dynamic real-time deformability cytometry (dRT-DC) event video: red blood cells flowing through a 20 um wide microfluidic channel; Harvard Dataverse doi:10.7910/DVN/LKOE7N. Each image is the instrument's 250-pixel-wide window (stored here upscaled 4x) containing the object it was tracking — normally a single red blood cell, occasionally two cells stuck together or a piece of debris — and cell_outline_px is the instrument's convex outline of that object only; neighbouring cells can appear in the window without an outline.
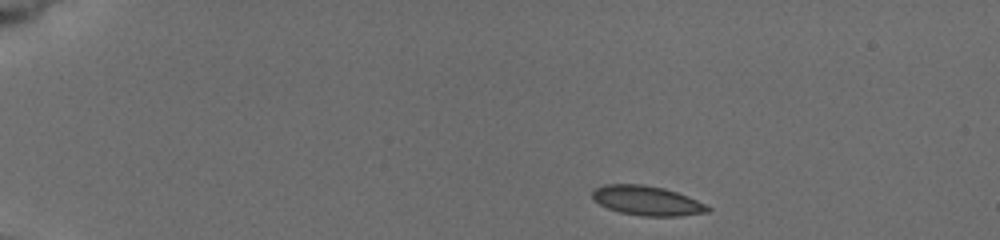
{"species": "common noctule bat (a hibernating species)", "species_latin": "Nyctalus noctula", "temperature_condition": "cold", "stored_images_in_passage": 7, "camera_frame_rate_fps": 3000, "um_per_image_px": 0.085, "animal": {"sex": "female", "body_mass_g": 19.5, "forearm_length_mm": 54.1}, "frame": {"image": 1, "passage_image": 1, "time_ms": 0.0, "image_size_px": [1000, 240], "cell_outline_px": [[712, 208], [708, 212], [680, 216], [644, 216], [620, 212], [608, 208], [592, 200], [592, 192], [596, 188], [604, 184], [644, 184], [664, 188], [688, 196]], "centroid_in_image_um": [54.98, 17.05], "position_along_channel_um": 30.0, "area_um2": 19.83}}
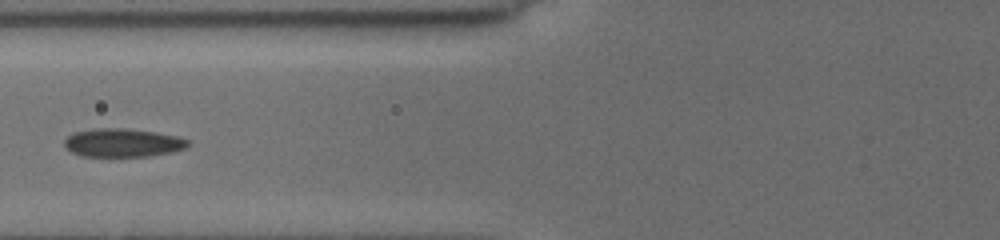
{"frame": {"image": 2, "passage_image": 6, "time_ms": 4.667, "image_size_px": [1000, 240], "cell_outline_px": [[188, 144], [184, 148], [172, 152], [148, 156], [80, 156], [64, 148], [64, 140], [68, 136], [76, 132], [96, 128], [116, 128], [156, 132], [176, 136], [188, 140]], "centroid_in_image_um": [10.39, 12.14], "position_along_channel_um": 115.4, "area_um2": 20.23}}
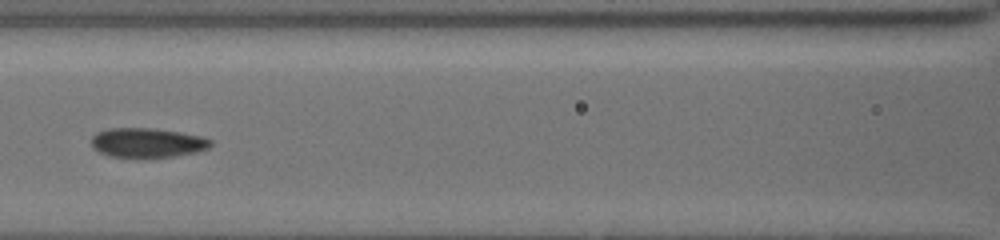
{"frame": {"image": 3, "passage_image": 7, "time_ms": 5.667, "image_size_px": [1000, 240], "cell_outline_px": [[212, 144], [208, 148], [196, 152], [176, 156], [148, 160], [144, 160], [108, 156], [92, 148], [92, 136], [96, 132], [108, 128], [152, 128], [200, 136], [212, 140]], "centroid_in_image_um": [12.48, 12.18], "position_along_channel_um": 154.1, "area_um2": 21.15}}